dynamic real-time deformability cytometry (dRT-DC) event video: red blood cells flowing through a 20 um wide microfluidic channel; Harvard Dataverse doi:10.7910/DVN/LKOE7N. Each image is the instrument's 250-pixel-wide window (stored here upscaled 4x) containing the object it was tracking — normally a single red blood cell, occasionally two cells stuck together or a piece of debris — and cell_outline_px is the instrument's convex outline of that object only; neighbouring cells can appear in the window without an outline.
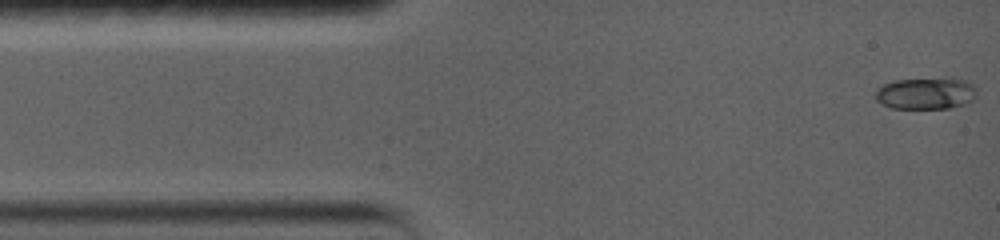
{"species": "common noctule bat (a hibernating species)", "species_latin": "Nyctalus noctula", "temperature_condition": "warm", "stored_images_in_passage": 4, "camera_frame_rate_fps": 5000, "um_per_image_px": 0.085, "animal": {"sex": "female", "body_mass_g": 19.0, "forearm_length_mm": 56.7}, "frame": {"image": 1, "passage_image": 1, "time_ms": 0.0, "image_size_px": [1000, 240], "cell_outline_px": [[972, 100], [964, 104], [948, 108], [892, 108], [876, 100], [876, 88], [884, 84], [896, 80], [964, 80], [972, 84]], "centroid_in_image_um": [78.6, 7.97], "position_along_channel_um": 6.4, "area_um2": 17.74}}
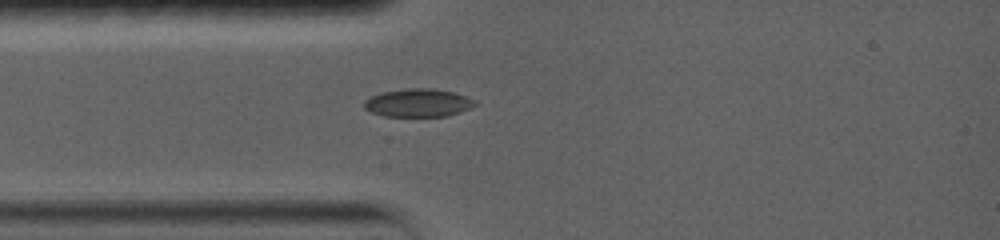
{"frame": {"image": 2, "passage_image": 4, "time_ms": 3.2, "image_size_px": [1000, 240], "cell_outline_px": [[476, 104], [468, 108], [448, 116], [384, 116], [372, 112], [364, 108], [364, 100], [380, 92], [408, 88], [428, 88], [452, 92], [476, 100]], "centroid_in_image_um": [35.5, 8.74], "position_along_channel_um": 49.5, "area_um2": 17.92}}